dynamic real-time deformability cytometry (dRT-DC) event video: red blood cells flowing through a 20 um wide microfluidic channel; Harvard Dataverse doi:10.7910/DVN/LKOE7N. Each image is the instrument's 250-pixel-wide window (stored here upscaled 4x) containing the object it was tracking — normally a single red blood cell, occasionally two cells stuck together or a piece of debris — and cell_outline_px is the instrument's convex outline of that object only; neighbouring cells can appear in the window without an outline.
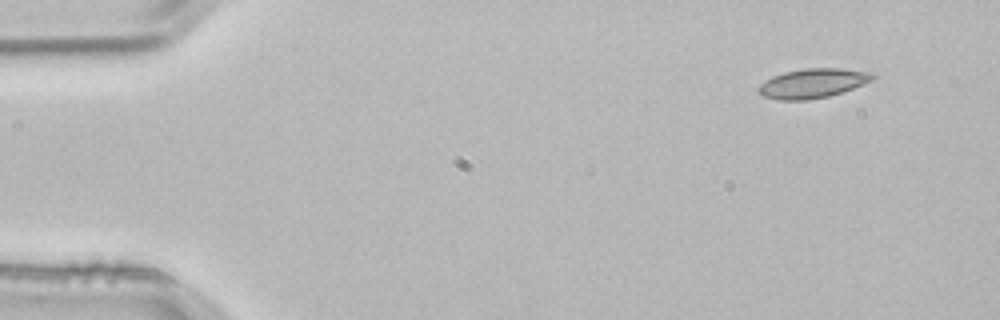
{"species": "common noctule bat (a hibernating species)", "species_latin": "Nyctalus noctula", "temperature_condition": "room temperature", "stored_images_in_passage": 4, "segment_of_instrument_passage": [1, 2], "camera_frame_rate_fps": 3000, "um_per_image_px": 0.085, "animal": {"sex": "male", "body_mass_g": 21.5, "forearm_length_mm": 52.0}, "frame": {"image": 1, "passage_image": 1, "time_ms": 0.0, "image_size_px": [1000, 320], "cell_outline_px": [[876, 76], [872, 80], [852, 88], [828, 96], [808, 100], [776, 100], [764, 96], [756, 92], [756, 88], [760, 84], [772, 76], [784, 72], [804, 68], [840, 68], [872, 72]], "centroid_in_image_um": [69.03, 7.08], "position_along_channel_um": 16.0, "area_um2": 19.59}}